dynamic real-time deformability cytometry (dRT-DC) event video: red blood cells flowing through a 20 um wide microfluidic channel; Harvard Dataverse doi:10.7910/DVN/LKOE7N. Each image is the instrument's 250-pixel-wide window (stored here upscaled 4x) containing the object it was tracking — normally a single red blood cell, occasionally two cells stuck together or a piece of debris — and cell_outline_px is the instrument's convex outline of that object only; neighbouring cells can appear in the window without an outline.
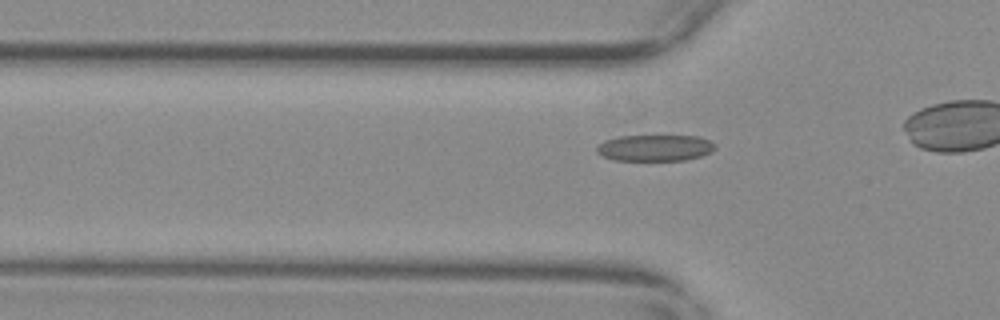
{"species": "common noctule bat (a hibernating species)", "species_latin": "Nyctalus noctula", "temperature_condition": "warm", "stored_images_in_passage": 37, "camera_frame_rate_fps": 3000, "um_per_image_px": 0.085, "animal": {"sex": "female", "body_mass_g": 29.2, "forearm_length_mm": 56.3}, "frame": {"image": 1, "passage_image": 11, "time_ms": 3.333, "image_size_px": [1000, 320], "cell_outline_px": [[716, 148], [712, 152], [700, 156], [684, 160], [612, 160], [596, 152], [596, 148], [604, 140], [620, 136], [696, 136], [708, 140], [716, 144]], "centroid_in_image_um": [55.68, 12.57], "position_along_channel_um": 70.1, "area_um2": 18.09}}
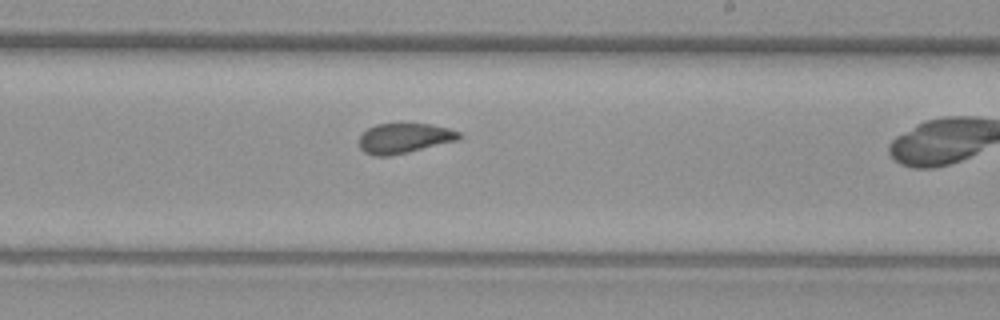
{"frame": {"image": 2, "passage_image": 26, "time_ms": 8.333, "image_size_px": [1000, 320], "cell_outline_px": [[464, 136], [460, 140], [408, 152], [388, 156], [372, 156], [364, 152], [360, 148], [360, 136], [368, 128], [376, 124], [428, 124], [448, 128], [460, 132]], "centroid_in_image_um": [34.39, 11.76], "position_along_channel_um": 254.6, "area_um2": 17.51}}
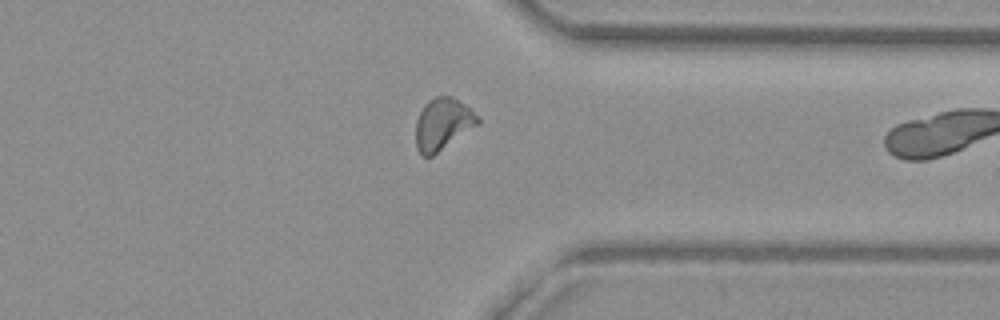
{"frame": {"image": 3, "passage_image": 36, "time_ms": 11.667, "image_size_px": [1000, 320], "cell_outline_px": [[480, 124], [432, 156], [424, 156], [416, 148], [416, 120], [424, 104], [428, 100], [436, 96], [452, 96], [464, 104], [480, 120]], "centroid_in_image_um": [37.62, 10.54], "position_along_channel_um": 373.8, "area_um2": 18.55}}